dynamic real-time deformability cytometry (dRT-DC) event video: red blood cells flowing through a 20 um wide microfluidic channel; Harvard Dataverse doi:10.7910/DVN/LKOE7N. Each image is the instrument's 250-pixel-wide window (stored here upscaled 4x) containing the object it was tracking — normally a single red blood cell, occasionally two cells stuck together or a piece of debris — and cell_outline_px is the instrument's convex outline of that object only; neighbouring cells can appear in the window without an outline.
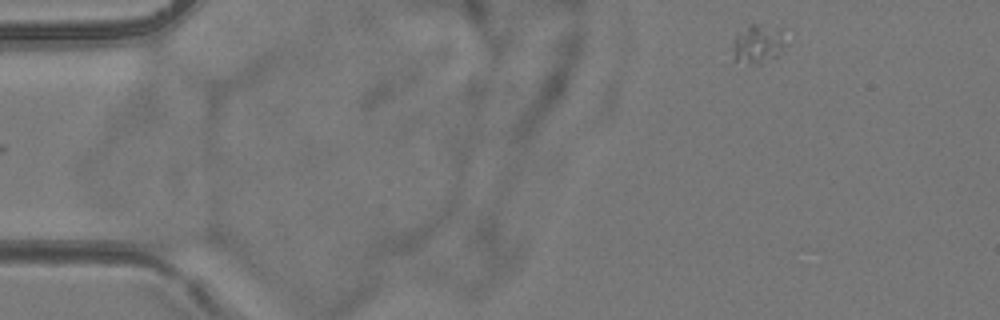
{"species": "common noctule bat (a hibernating species)", "species_latin": "Nyctalus noctula", "temperature_condition": "room temperature", "stored_images_in_passage": 4, "camera_frame_rate_fps": 3000, "um_per_image_px": 0.085, "animal": {"sex": "female", "body_mass_g": 24.6, "forearm_length_mm": 56.2}, "frame": {"image": 1, "passage_image": 1, "time_ms": 0.0, "image_size_px": [1000, 320], "cell_outline_px": [[788, 44], [776, 56], [760, 64], [732, 64], [736, 32], [752, 24], [756, 24], [780, 28]], "centroid_in_image_um": [64.41, 3.77], "position_along_channel_um": 20.6, "area_um2": 12.31}}